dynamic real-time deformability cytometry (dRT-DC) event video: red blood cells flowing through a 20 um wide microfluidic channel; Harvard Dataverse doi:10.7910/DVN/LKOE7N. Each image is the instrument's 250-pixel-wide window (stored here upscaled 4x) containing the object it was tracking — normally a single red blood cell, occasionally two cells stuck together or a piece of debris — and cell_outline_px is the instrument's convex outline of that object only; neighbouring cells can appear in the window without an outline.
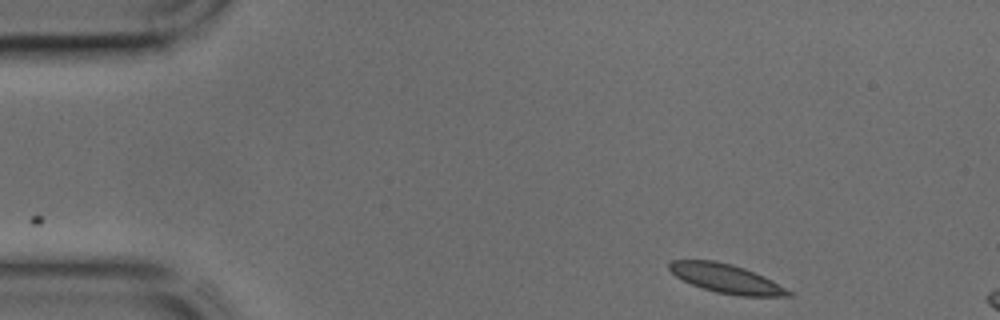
{"species": "common noctule bat (a hibernating species)", "species_latin": "Nyctalus noctula", "temperature_condition": "cold", "stored_images_in_passage": 6, "camera_frame_rate_fps": 3000, "um_per_image_px": 0.085, "animal": {"sex": "male", "body_mass_g": 17.9, "forearm_length_mm": 54.2}, "frame": {"image": 1, "passage_image": 1, "time_ms": 0.0, "image_size_px": [1000, 320], "cell_outline_px": [[792, 296], [736, 296], [716, 292], [692, 284], [676, 276], [668, 268], [668, 264], [672, 260], [716, 260], [732, 264], [744, 268], [764, 276], [772, 280], [792, 292]], "centroid_in_image_um": [61.74, 23.67], "position_along_channel_um": 23.3, "area_um2": 20.0}}